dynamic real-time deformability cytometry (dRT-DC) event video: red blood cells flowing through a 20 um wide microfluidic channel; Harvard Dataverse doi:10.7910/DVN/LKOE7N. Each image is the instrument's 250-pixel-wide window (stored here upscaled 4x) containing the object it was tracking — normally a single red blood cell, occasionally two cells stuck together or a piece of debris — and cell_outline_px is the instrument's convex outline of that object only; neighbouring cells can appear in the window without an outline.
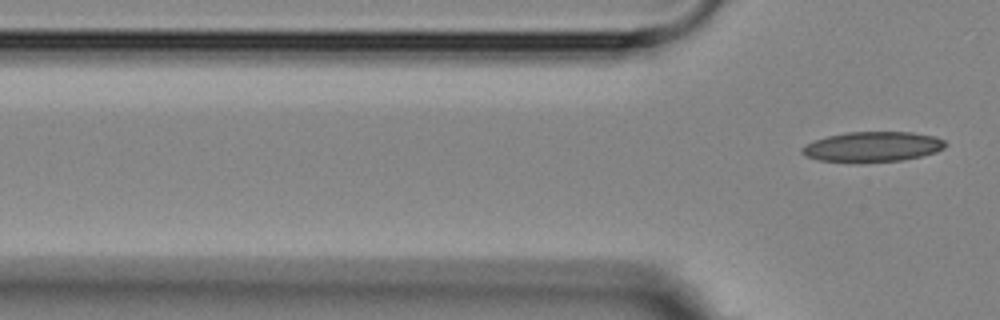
{"species": "Egyptian fruit bat (a non-hibernating species)", "species_latin": "Rousettus aegyptiacus", "temperature_condition": "room temperature", "stored_images_in_passage": 6, "segment_of_instrument_passage": [2, 2], "camera_frame_rate_fps": 3000, "um_per_image_px": 0.085, "animal": {"sex": "female"}, "frame": {"image": 1, "passage_image": 6, "time_ms": 5.667, "image_size_px": [1000, 320], "cell_outline_px": [[948, 144], [944, 148], [936, 152], [904, 160], [856, 164], [816, 160], [804, 156], [800, 152], [800, 148], [816, 140], [828, 136], [848, 132], [912, 132], [936, 136], [944, 140]], "centroid_in_image_um": [74.15, 12.5], "position_along_channel_um": 51.6, "area_um2": 25.78}}